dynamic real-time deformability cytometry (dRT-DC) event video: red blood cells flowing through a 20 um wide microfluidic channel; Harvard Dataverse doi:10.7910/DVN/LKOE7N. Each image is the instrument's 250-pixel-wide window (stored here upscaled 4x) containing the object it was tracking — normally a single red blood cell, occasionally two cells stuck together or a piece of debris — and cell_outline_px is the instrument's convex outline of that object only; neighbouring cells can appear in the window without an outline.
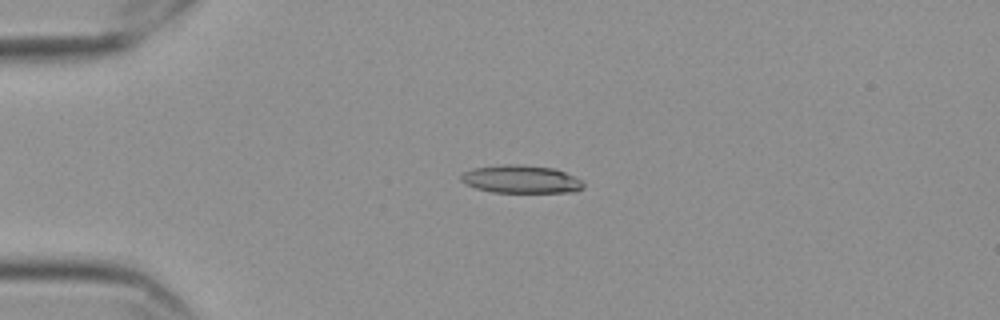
{"species": "Egyptian fruit bat (a non-hibernating species)", "species_latin": "Rousettus aegyptiacus", "temperature_condition": "cold", "stored_images_in_passage": 57, "camera_frame_rate_fps": 3000, "um_per_image_px": 0.085, "frame": {"image": 1, "passage_image": 14, "time_ms": 4.333, "image_size_px": [1000, 320], "cell_outline_px": [[584, 188], [576, 192], [492, 192], [476, 188], [464, 184], [460, 180], [460, 176], [464, 172], [472, 168], [500, 164], [524, 164], [556, 168], [580, 180], [584, 184]], "centroid_in_image_um": [44.26, 15.22], "position_along_channel_um": 40.7, "area_um2": 20.17}}
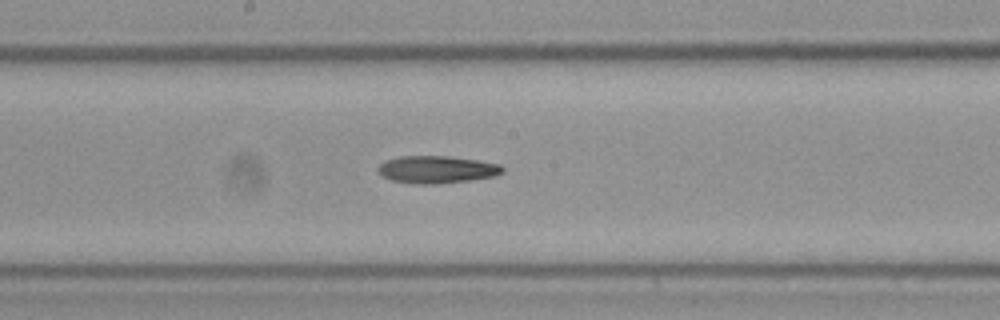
{"frame": {"image": 2, "passage_image": 31, "time_ms": 10.0, "image_size_px": [1000, 320], "cell_outline_px": [[504, 172], [496, 176], [440, 184], [412, 184], [392, 180], [380, 176], [376, 172], [376, 168], [384, 160], [400, 156], [448, 156], [476, 160], [500, 164], [504, 168]], "centroid_in_image_um": [37.07, 14.41], "position_along_channel_um": 211.1, "area_um2": 20.17}}
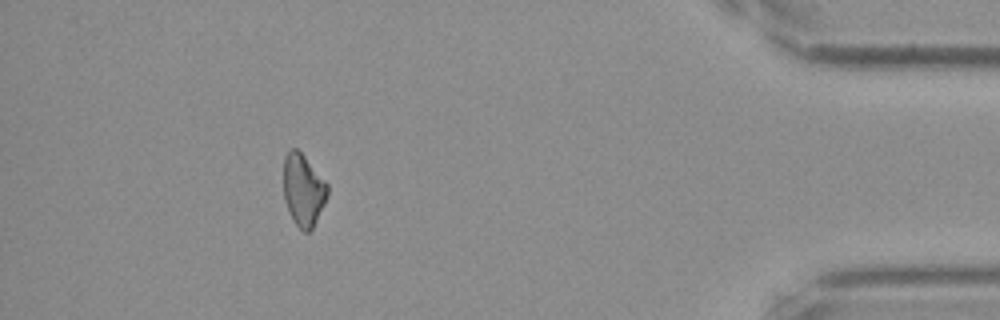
{"frame": {"image": 3, "passage_image": 52, "time_ms": 17.0, "image_size_px": [1000, 320], "cell_outline_px": [[328, 196], [312, 228], [308, 232], [304, 232], [292, 220], [284, 200], [284, 156], [292, 148], [296, 148], [304, 156], [328, 184]], "centroid_in_image_um": [25.77, 16.16], "position_along_channel_um": 409.4, "area_um2": 18.26}, "authors_computed_cell_mechanics": {"area_um2": 19.5942, "velocity_mm_per_s": 3.56, "shape_relaxation_time_tau1_ms": null, "shape_relaxation_time_tau2_ms": 10.7247, "deformation_change_tau1": null, "deformation_change_tau2": 0.2547}}